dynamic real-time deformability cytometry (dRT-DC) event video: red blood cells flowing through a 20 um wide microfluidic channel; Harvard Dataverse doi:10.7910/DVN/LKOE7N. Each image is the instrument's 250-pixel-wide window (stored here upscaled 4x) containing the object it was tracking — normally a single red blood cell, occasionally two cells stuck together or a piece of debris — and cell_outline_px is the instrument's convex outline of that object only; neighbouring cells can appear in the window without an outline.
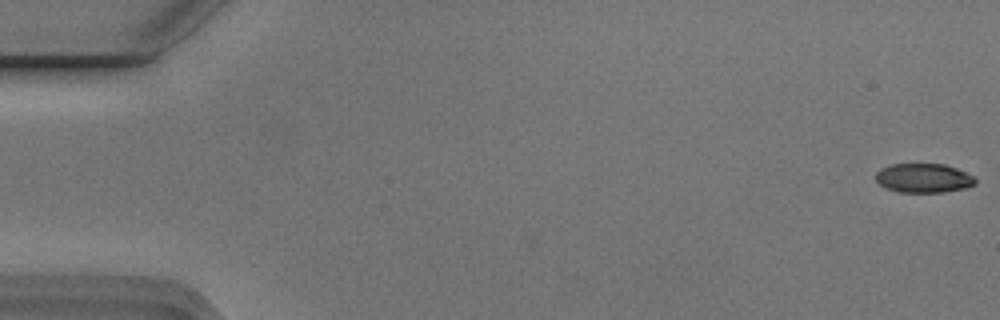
{"species": "Egyptian fruit bat (a non-hibernating species)", "species_latin": "Rousettus aegyptiacus", "temperature_condition": "cold", "stored_images_in_passage": 5, "camera_frame_rate_fps": 3000, "um_per_image_px": 0.085, "animal": {"sex": "male"}, "frame": {"image": 1, "passage_image": 1, "time_ms": 0.0, "image_size_px": [1000, 320], "cell_outline_px": [[976, 184], [968, 188], [944, 192], [900, 192], [888, 188], [880, 184], [876, 180], [876, 172], [880, 168], [892, 164], [944, 164], [956, 168], [976, 176]], "centroid_in_image_um": [78.56, 15.13], "position_along_channel_um": 6.4, "area_um2": 17.05}}
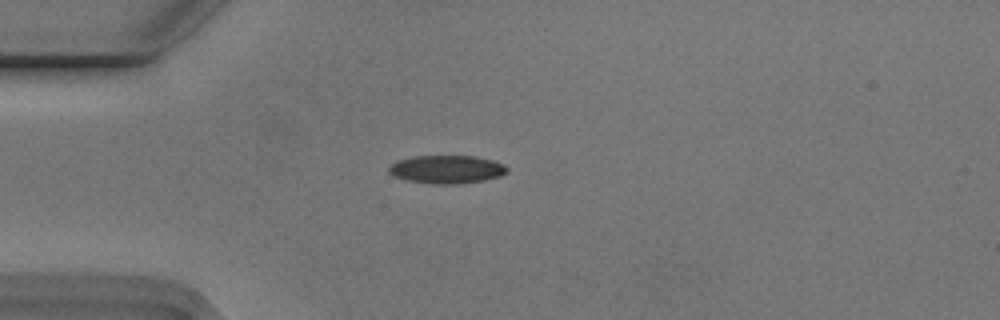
{"frame": {"image": 2, "passage_image": 5, "time_ms": 1.333, "image_size_px": [1000, 320], "cell_outline_px": [[508, 172], [500, 176], [484, 180], [456, 184], [432, 184], [408, 180], [396, 176], [388, 172], [388, 168], [396, 160], [412, 156], [476, 156], [492, 160], [504, 164], [508, 168]], "centroid_in_image_um": [37.99, 14.39], "position_along_channel_um": 47.0, "area_um2": 19.42}}